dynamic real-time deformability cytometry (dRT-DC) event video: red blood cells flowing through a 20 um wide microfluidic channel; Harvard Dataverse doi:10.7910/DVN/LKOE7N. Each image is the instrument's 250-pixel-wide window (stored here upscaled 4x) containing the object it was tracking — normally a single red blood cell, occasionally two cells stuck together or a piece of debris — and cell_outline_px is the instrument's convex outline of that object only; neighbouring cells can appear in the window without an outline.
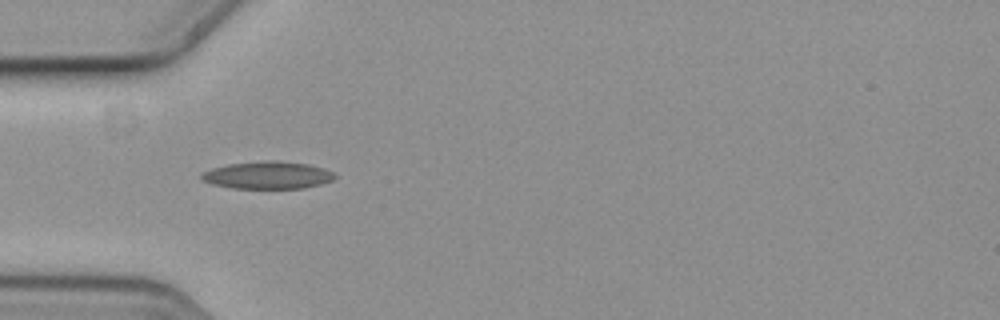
{"species": "common noctule bat (a hibernating species)", "species_latin": "Nyctalus noctula", "temperature_condition": "cold", "stored_images_in_passage": 7, "camera_frame_rate_fps": 3000, "um_per_image_px": 0.085, "animal": {"sex": "female", "body_mass_g": 19.3, "forearm_length_mm": 54.1}, "frame": {"image": 1, "passage_image": 1, "time_ms": 0.0, "image_size_px": [1000, 320], "cell_outline_px": [[336, 176], [332, 180], [320, 184], [304, 188], [232, 188], [212, 184], [204, 180], [200, 176], [204, 172], [212, 168], [228, 164], [264, 160], [276, 160], [308, 164], [324, 168], [332, 172]], "centroid_in_image_um": [22.76, 14.88], "position_along_channel_um": 62.2, "area_um2": 21.21}}
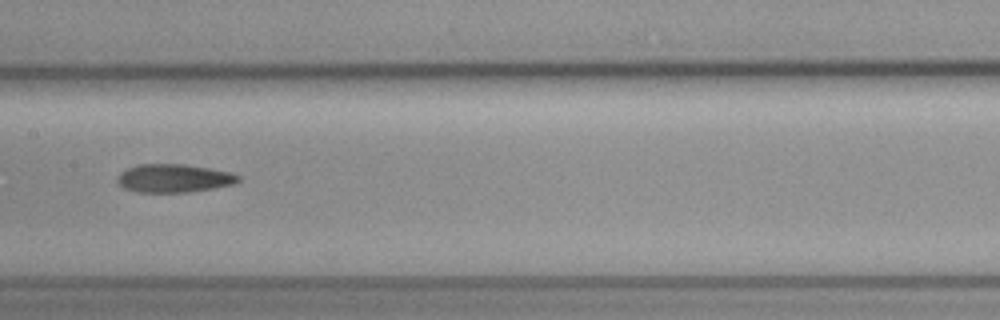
{"frame": {"image": 2, "passage_image": 4, "time_ms": 1.0, "image_size_px": [1000, 320], "cell_outline_px": [[240, 180], [232, 184], [212, 188], [188, 192], [136, 192], [124, 188], [116, 180], [120, 172], [136, 164], [184, 164], [208, 168], [228, 172], [240, 176]], "centroid_in_image_um": [14.73, 15.15], "position_along_channel_um": 192.7, "area_um2": 19.77}}
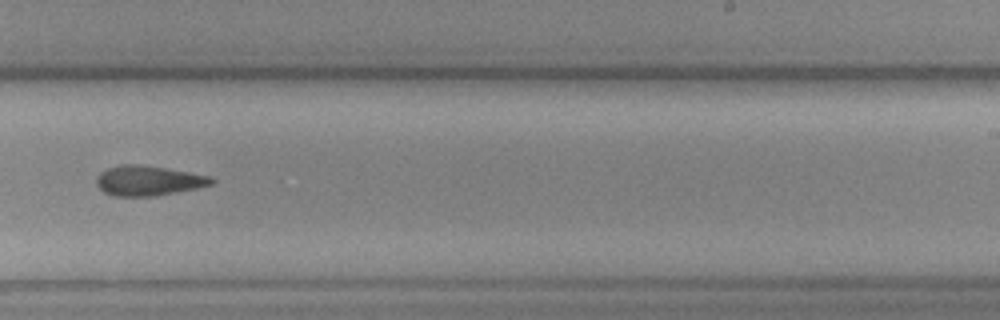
{"frame": {"image": 3, "passage_image": 6, "time_ms": 1.667, "image_size_px": [1000, 320], "cell_outline_px": [[216, 180], [212, 184], [196, 188], [156, 196], [116, 196], [104, 192], [96, 184], [96, 176], [100, 172], [108, 168], [120, 164], [136, 164], [164, 168], [188, 172], [208, 176]], "centroid_in_image_um": [12.57, 15.36], "position_along_channel_um": 276.4, "area_um2": 19.88}}